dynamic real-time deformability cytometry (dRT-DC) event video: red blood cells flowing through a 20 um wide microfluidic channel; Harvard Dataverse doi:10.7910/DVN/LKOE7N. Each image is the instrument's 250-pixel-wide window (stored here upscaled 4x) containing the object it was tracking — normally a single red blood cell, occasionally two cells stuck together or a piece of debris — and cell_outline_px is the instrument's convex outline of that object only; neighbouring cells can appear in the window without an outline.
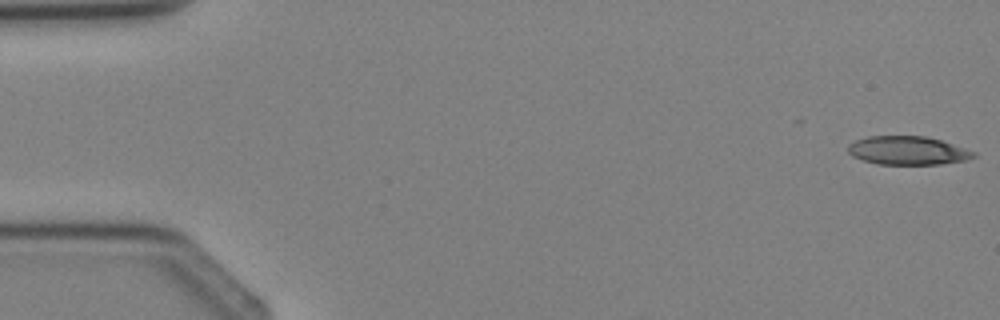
{"species": "Egyptian fruit bat (a non-hibernating species)", "species_latin": "Rousettus aegyptiacus", "temperature_condition": "cold", "stored_images_in_passage": 4, "camera_frame_rate_fps": 3000, "um_per_image_px": 0.085, "animal": {"sex": "female"}, "frame": {"image": 1, "passage_image": 1, "time_ms": 0.0, "image_size_px": [1000, 320], "cell_outline_px": [[976, 156], [964, 160], [940, 164], [876, 164], [852, 156], [848, 152], [848, 144], [856, 140], [868, 136], [924, 136], [940, 140], [976, 152]], "centroid_in_image_um": [77.13, 12.79], "position_along_channel_um": 7.9, "area_um2": 20.69}}